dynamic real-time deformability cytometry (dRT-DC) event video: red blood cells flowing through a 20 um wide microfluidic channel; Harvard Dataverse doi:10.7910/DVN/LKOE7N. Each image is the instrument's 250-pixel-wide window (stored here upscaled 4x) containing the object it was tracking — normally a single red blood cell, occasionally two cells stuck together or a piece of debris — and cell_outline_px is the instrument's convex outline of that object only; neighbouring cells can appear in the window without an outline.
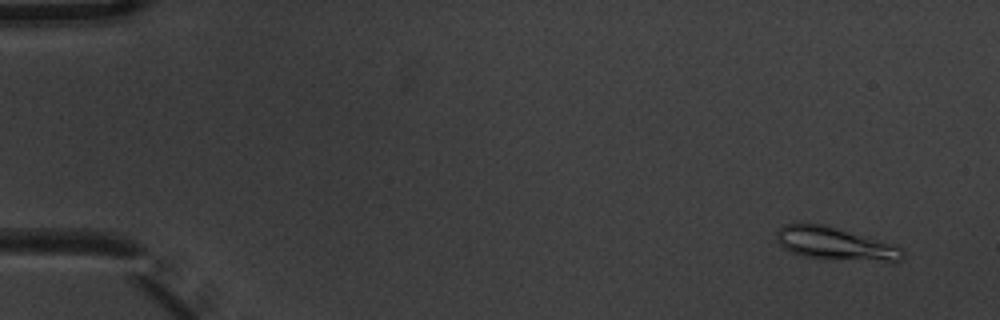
{"species": "common noctule bat (a hibernating species)", "species_latin": "Nyctalus noctula", "temperature_condition": "warm", "stored_images_in_passage": 6, "camera_frame_rate_fps": 3000, "um_per_image_px": 0.085, "animal": {"sex": "male", "body_mass_g": 20.1, "forearm_length_mm": 53.5}, "frame": {"image": 1, "passage_image": 1, "time_ms": 0.0, "image_size_px": [1000, 320], "cell_outline_px": [[904, 256], [896, 264], [804, 256], [792, 252], [784, 248], [776, 240], [776, 232], [784, 224], [796, 220], [824, 224], [896, 244], [904, 252]], "centroid_in_image_um": [71.03, 20.7], "position_along_channel_um": 14.0, "area_um2": 25.03}}